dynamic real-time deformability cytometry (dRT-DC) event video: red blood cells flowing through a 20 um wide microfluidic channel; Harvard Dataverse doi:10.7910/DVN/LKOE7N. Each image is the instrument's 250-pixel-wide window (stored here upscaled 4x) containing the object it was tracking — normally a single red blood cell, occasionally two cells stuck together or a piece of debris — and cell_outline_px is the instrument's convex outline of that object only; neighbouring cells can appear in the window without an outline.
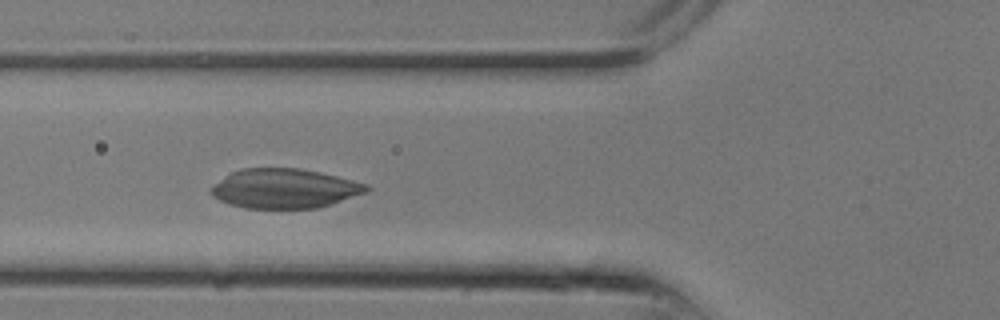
{"species": "common noctule bat (a hibernating species)", "species_latin": "Nyctalus noctula", "temperature_condition": "room temperature", "stored_images_in_passage": 12, "camera_frame_rate_fps": 3000, "um_per_image_px": 0.085, "animal": {"sex": "male", "body_mass_g": 13.3}, "frame": {"image": 1, "passage_image": 5, "time_ms": 1.333, "image_size_px": [1000, 320], "cell_outline_px": [[372, 188], [368, 192], [332, 204], [316, 208], [244, 208], [228, 204], [212, 196], [208, 192], [208, 188], [232, 172], [240, 168], [300, 168], [320, 172], [368, 184]], "centroid_in_image_um": [24.18, 16.02], "position_along_channel_um": 101.6, "area_um2": 36.01}}
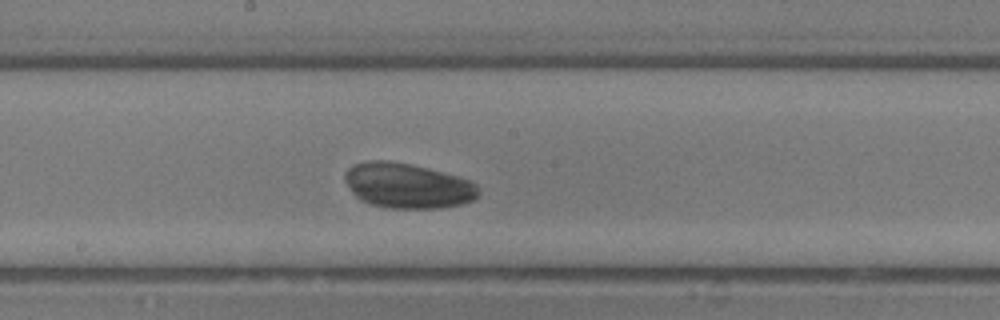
{"frame": {"image": 2, "passage_image": 9, "time_ms": 2.667, "image_size_px": [1000, 320], "cell_outline_px": [[480, 192], [472, 200], [464, 204], [440, 208], [388, 208], [372, 204], [360, 200], [352, 192], [344, 180], [344, 172], [352, 164], [368, 160], [388, 160], [412, 164], [428, 168], [456, 176], [468, 180], [476, 184]], "centroid_in_image_um": [34.61, 15.77], "position_along_channel_um": 213.6, "area_um2": 35.26}}
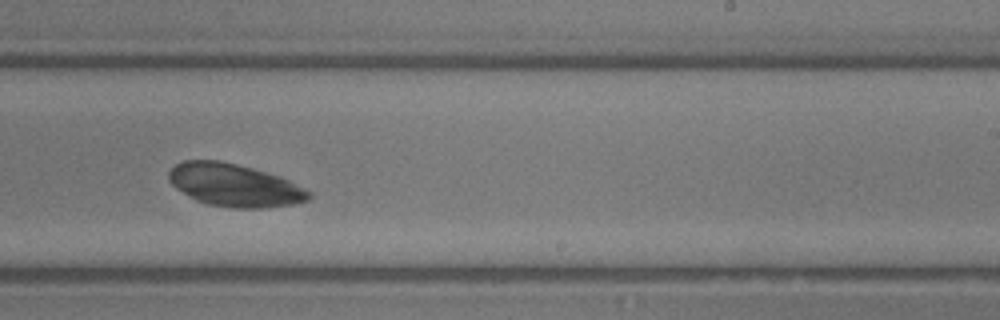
{"frame": {"image": 3, "passage_image": 11, "time_ms": 3.333, "image_size_px": [1000, 320], "cell_outline_px": [[312, 196], [308, 200], [296, 204], [260, 208], [232, 208], [208, 204], [196, 200], [176, 188], [168, 180], [168, 172], [176, 164], [184, 160], [220, 160], [252, 168], [280, 176], [312, 192]], "centroid_in_image_um": [19.94, 15.74], "position_along_channel_um": 269.1, "area_um2": 34.85}}